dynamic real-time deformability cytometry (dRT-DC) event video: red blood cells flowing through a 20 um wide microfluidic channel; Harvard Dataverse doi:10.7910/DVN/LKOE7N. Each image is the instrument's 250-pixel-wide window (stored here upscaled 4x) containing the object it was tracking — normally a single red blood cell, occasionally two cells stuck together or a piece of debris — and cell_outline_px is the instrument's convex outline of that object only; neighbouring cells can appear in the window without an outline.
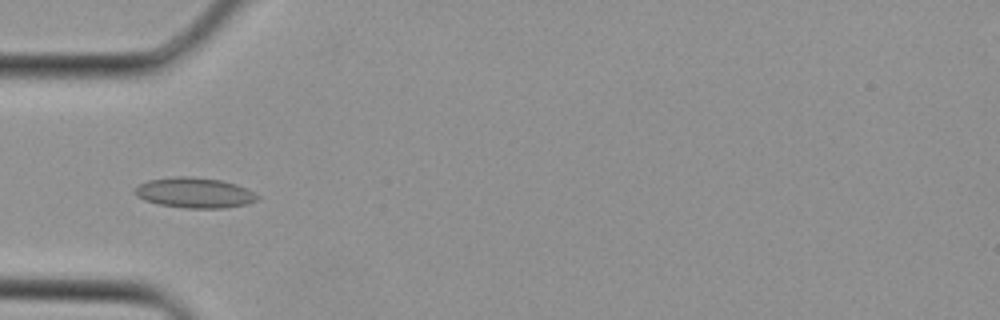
{"species": "Egyptian fruit bat (a non-hibernating species)", "species_latin": "Rousettus aegyptiacus", "temperature_condition": "cold", "stored_images_in_passage": 2, "camera_frame_rate_fps": 3000, "um_per_image_px": 0.085, "animal": {"sex": "female"}, "frame": {"image": 1, "passage_image": 2, "time_ms": 0.333, "image_size_px": [1000, 320], "cell_outline_px": [[260, 196], [256, 200], [244, 204], [224, 208], [184, 208], [160, 204], [144, 200], [136, 196], [132, 188], [148, 180], [176, 176], [188, 176], [220, 180], [236, 184]], "centroid_in_image_um": [16.47, 16.38], "position_along_channel_um": 68.5, "area_um2": 21.5}}